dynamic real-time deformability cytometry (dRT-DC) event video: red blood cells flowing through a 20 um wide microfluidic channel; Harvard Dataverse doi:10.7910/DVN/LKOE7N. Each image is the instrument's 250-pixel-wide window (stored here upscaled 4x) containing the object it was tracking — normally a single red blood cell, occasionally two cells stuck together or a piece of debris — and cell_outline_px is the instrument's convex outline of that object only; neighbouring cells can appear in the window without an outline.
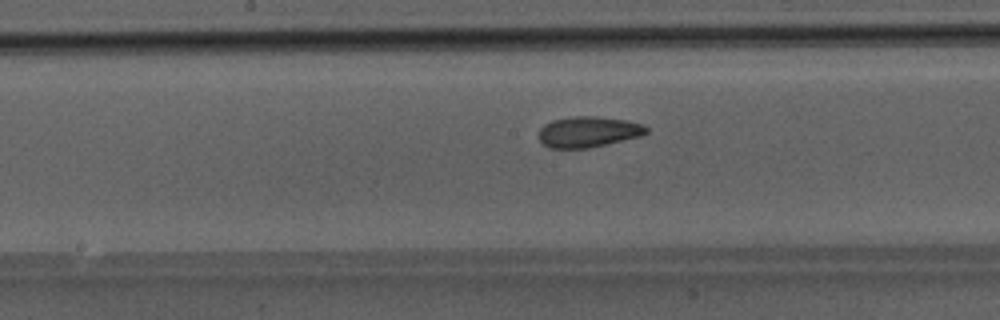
{"species": "Egyptian fruit bat (a non-hibernating species)", "species_latin": "Rousettus aegyptiacus", "temperature_condition": "room temperature", "stored_images_in_passage": 34, "camera_frame_rate_fps": 3000, "um_per_image_px": 0.085, "animal": {"sex": "male"}, "frame": {"image": 1, "passage_image": 12, "time_ms": 3.667, "image_size_px": [1000, 320], "cell_outline_px": [[648, 132], [640, 136], [588, 148], [548, 148], [536, 136], [540, 128], [544, 124], [552, 120], [576, 116], [596, 116], [628, 120], [644, 124], [648, 128]], "centroid_in_image_um": [49.98, 11.2], "position_along_channel_um": 198.2, "area_um2": 19.42}}
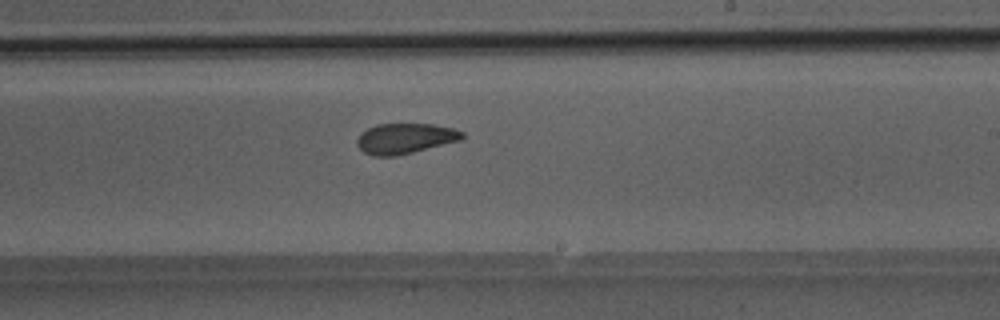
{"frame": {"image": 2, "passage_image": 16, "time_ms": 5.0, "image_size_px": [1000, 320], "cell_outline_px": [[464, 136], [460, 140], [396, 156], [372, 156], [364, 152], [356, 144], [356, 140], [368, 128], [376, 124], [432, 124], [452, 128], [464, 132]], "centroid_in_image_um": [34.42, 11.77], "position_along_channel_um": 254.6, "area_um2": 18.38}}
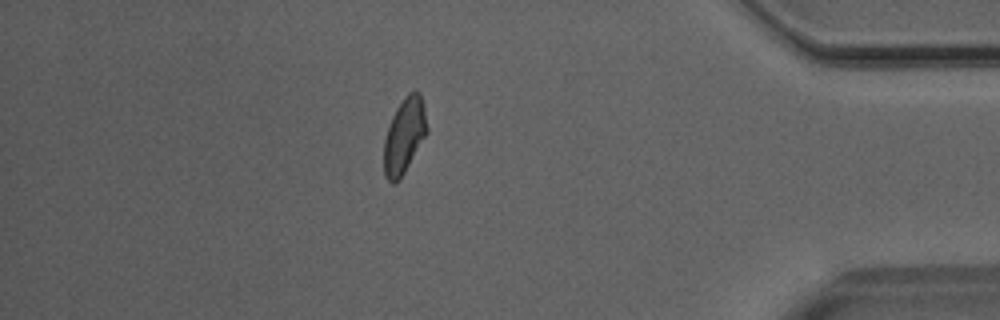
{"frame": {"image": 3, "passage_image": 29, "time_ms": 9.333, "image_size_px": [1000, 320], "cell_outline_px": [[428, 132], [400, 180], [392, 184], [384, 176], [384, 140], [392, 116], [396, 108], [404, 96], [408, 92], [420, 92], [428, 128]], "centroid_in_image_um": [34.36, 11.56], "position_along_channel_um": 400.8, "area_um2": 18.9}}